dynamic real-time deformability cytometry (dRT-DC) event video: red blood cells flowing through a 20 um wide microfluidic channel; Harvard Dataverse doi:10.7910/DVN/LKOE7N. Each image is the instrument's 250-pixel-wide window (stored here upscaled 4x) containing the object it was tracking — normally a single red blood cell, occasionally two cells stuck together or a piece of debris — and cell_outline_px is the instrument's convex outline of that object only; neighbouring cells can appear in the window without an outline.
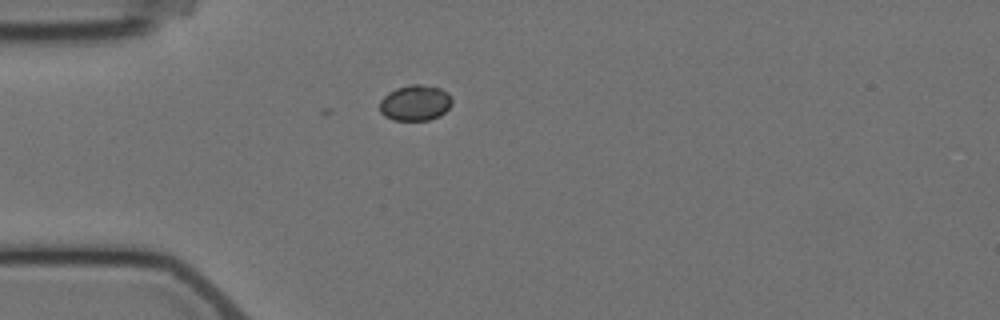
{"species": "Egyptian fruit bat (a non-hibernating species)", "species_latin": "Rousettus aegyptiacus", "temperature_condition": "cold", "stored_images_in_passage": 2, "camera_frame_rate_fps": 3000, "um_per_image_px": 0.085, "animal": {"sex": "female"}, "frame": {"image": 1, "passage_image": 2, "time_ms": 1.333, "image_size_px": [1000, 320], "cell_outline_px": [[452, 104], [440, 116], [428, 120], [392, 120], [384, 116], [380, 112], [380, 100], [388, 92], [396, 88], [412, 84], [420, 84], [440, 88], [448, 92], [452, 96]], "centroid_in_image_um": [35.3, 8.74], "position_along_channel_um": 49.7, "area_um2": 15.2}}